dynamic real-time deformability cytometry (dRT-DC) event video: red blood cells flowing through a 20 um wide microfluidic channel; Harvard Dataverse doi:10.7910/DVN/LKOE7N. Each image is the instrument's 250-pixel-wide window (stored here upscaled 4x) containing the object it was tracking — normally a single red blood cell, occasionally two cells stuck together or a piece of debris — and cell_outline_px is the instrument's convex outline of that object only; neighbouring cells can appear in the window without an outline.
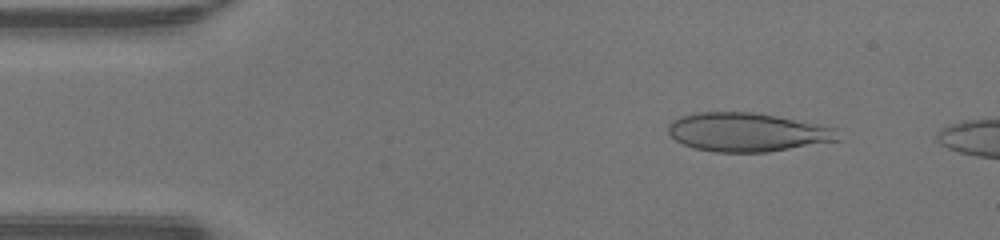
{"species": "human", "species_latin": "Homo sapiens", "temperature_condition": "warm", "stored_images_in_passage": 11, "camera_frame_rate_fps": 3000, "um_per_image_px": 0.085, "donor": {"sex": "male"}, "frame": {"image": 1, "passage_image": 5, "time_ms": 1.333, "image_size_px": [1000, 240], "cell_outline_px": [[844, 140], [768, 152], [716, 152], [696, 148], [684, 144], [676, 140], [668, 132], [668, 124], [672, 120], [680, 116], [700, 112], [752, 112], [776, 116], [836, 128]], "centroid_in_image_um": [63.56, 11.24], "position_along_channel_um": 21.4, "area_um2": 38.38}}